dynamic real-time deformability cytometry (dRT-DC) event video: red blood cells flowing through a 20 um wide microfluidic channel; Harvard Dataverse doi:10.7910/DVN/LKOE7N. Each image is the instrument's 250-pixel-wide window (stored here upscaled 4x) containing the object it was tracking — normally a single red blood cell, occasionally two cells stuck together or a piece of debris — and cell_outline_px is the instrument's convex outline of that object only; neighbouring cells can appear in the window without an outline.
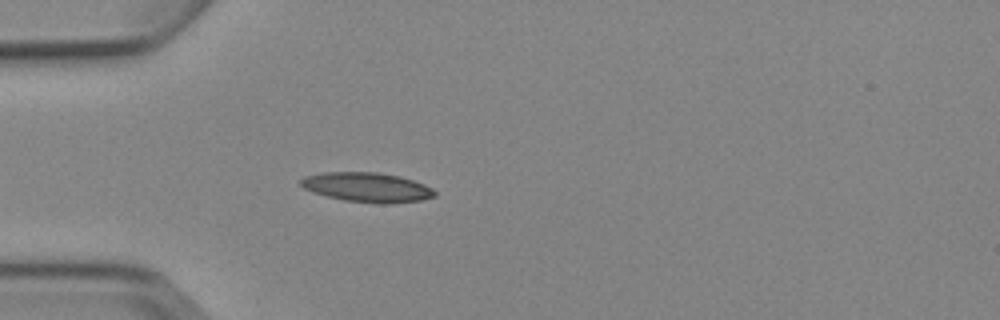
{"species": "Egyptian fruit bat (a non-hibernating species)", "species_latin": "Rousettus aegyptiacus", "temperature_condition": "cold", "stored_images_in_passage": 5, "camera_frame_rate_fps": 3000, "um_per_image_px": 0.085, "animal": {"sex": "female"}, "frame": {"image": 1, "passage_image": 5, "time_ms": 4.667, "image_size_px": [1000, 320], "cell_outline_px": [[436, 196], [420, 200], [392, 204], [380, 204], [344, 200], [312, 192], [304, 188], [300, 184], [300, 180], [304, 176], [324, 172], [380, 172], [400, 176], [424, 184], [432, 188], [436, 192]], "centroid_in_image_um": [31.22, 15.92], "position_along_channel_um": 53.8, "area_um2": 23.18}}